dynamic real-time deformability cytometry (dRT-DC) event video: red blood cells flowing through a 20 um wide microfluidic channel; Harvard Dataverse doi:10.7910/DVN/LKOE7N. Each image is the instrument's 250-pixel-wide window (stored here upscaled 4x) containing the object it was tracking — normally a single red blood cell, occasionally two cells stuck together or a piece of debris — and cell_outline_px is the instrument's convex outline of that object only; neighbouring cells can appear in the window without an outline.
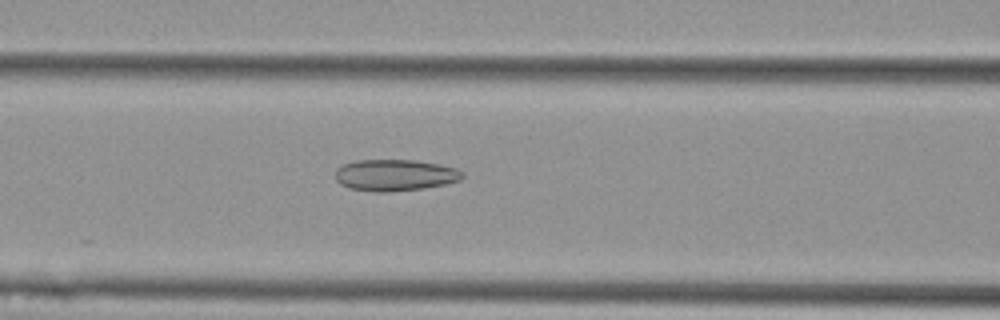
{"species": "Egyptian fruit bat (a non-hibernating species)", "species_latin": "Rousettus aegyptiacus", "temperature_condition": "cold", "stored_images_in_passage": 46, "camera_frame_rate_fps": 3000, "um_per_image_px": 0.085, "animal": {"sex": "female"}, "frame": {"image": 1, "passage_image": 14, "time_ms": 4.333, "image_size_px": [1000, 320], "cell_outline_px": [[464, 176], [460, 180], [444, 184], [424, 188], [384, 192], [376, 192], [348, 188], [340, 184], [336, 180], [336, 168], [344, 164], [356, 160], [416, 160], [440, 164], [456, 168], [464, 172]], "centroid_in_image_um": [33.57, 14.88], "position_along_channel_um": 133.0, "area_um2": 23.41}}
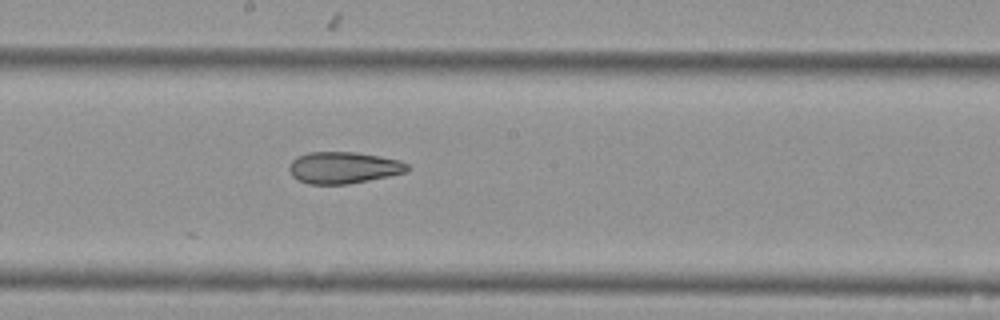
{"frame": {"image": 2, "passage_image": 21, "time_ms": 6.667, "image_size_px": [1000, 320], "cell_outline_px": [[408, 172], [348, 184], [308, 184], [292, 176], [288, 168], [292, 160], [296, 156], [308, 152], [356, 152], [380, 156], [400, 160], [408, 164]], "centroid_in_image_um": [29.19, 14.24], "position_along_channel_um": 219.0, "area_um2": 21.85}}
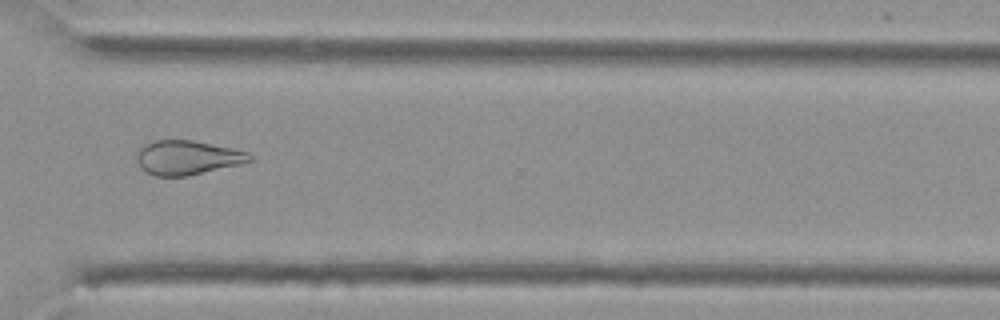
{"frame": {"image": 3, "passage_image": 32, "time_ms": 10.333, "image_size_px": [1000, 320], "cell_outline_px": [[252, 160], [240, 164], [188, 176], [156, 176], [140, 168], [136, 160], [136, 152], [144, 144], [152, 140], [192, 140], [232, 148], [248, 152], [252, 156]], "centroid_in_image_um": [15.89, 13.39], "position_along_channel_um": 354.7, "area_um2": 22.6}, "authors_computed_cell_mechanics": {"area_um2": 24.7384, "velocity_mm_per_s": 3.7034, "shape_relaxation_time_tau1_ms": null, "shape_relaxation_time_tau2_ms": 3.458, "deformation_change_tau1": null, "deformation_change_tau2": 0.1151}}